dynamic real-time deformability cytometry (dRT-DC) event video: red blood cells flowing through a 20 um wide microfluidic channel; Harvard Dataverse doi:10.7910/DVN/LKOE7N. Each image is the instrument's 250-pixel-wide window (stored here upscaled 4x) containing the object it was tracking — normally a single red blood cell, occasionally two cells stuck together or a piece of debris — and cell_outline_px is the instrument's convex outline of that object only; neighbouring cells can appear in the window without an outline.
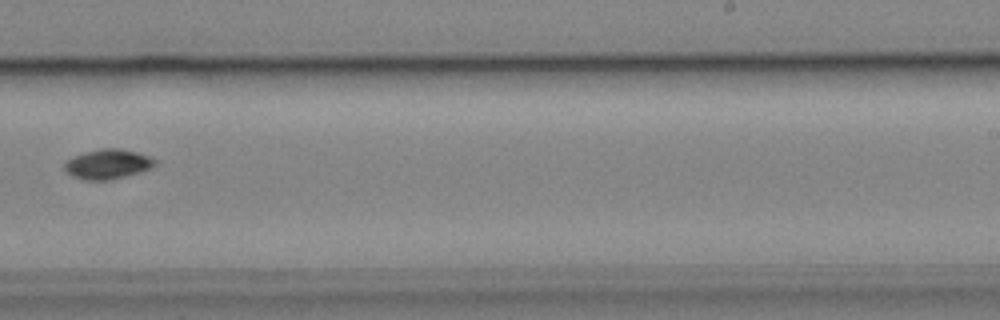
{"species": "common noctule bat (a hibernating species)", "species_latin": "Nyctalus noctula", "temperature_condition": "cold", "stored_images_in_passage": 9, "camera_frame_rate_fps": 3000, "um_per_image_px": 0.085, "animal": {"sex": "male", "body_mass_g": 19.2, "forearm_length_mm": 51.8}, "frame": {"image": 1, "passage_image": 8, "time_ms": 8.0, "image_size_px": [1000, 320], "cell_outline_px": [[156, 164], [152, 168], [140, 172], [112, 180], [84, 180], [72, 176], [64, 168], [64, 164], [72, 156], [84, 152], [100, 148], [120, 148], [136, 152], [148, 156], [156, 160]], "centroid_in_image_um": [9.16, 13.95], "position_along_channel_um": 279.8, "area_um2": 15.78}}